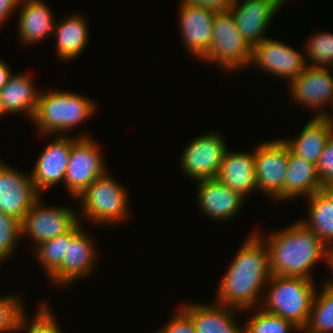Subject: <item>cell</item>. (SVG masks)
<instances>
[{"label": "cell", "mask_w": 333, "mask_h": 333, "mask_svg": "<svg viewBox=\"0 0 333 333\" xmlns=\"http://www.w3.org/2000/svg\"><path fill=\"white\" fill-rule=\"evenodd\" d=\"M258 231L237 252L221 280L216 303L242 310L254 309L261 290L271 277L269 252Z\"/></svg>", "instance_id": "1"}, {"label": "cell", "mask_w": 333, "mask_h": 333, "mask_svg": "<svg viewBox=\"0 0 333 333\" xmlns=\"http://www.w3.org/2000/svg\"><path fill=\"white\" fill-rule=\"evenodd\" d=\"M264 242L271 275L312 279L313 267L322 258L325 262L327 246L300 220L271 233Z\"/></svg>", "instance_id": "2"}, {"label": "cell", "mask_w": 333, "mask_h": 333, "mask_svg": "<svg viewBox=\"0 0 333 333\" xmlns=\"http://www.w3.org/2000/svg\"><path fill=\"white\" fill-rule=\"evenodd\" d=\"M94 111L96 103L80 94L69 91L40 92L32 122L44 135L58 133L66 136L69 130L89 119Z\"/></svg>", "instance_id": "3"}, {"label": "cell", "mask_w": 333, "mask_h": 333, "mask_svg": "<svg viewBox=\"0 0 333 333\" xmlns=\"http://www.w3.org/2000/svg\"><path fill=\"white\" fill-rule=\"evenodd\" d=\"M263 310L292 322L300 331L307 326L316 292L312 279L271 275Z\"/></svg>", "instance_id": "4"}, {"label": "cell", "mask_w": 333, "mask_h": 333, "mask_svg": "<svg viewBox=\"0 0 333 333\" xmlns=\"http://www.w3.org/2000/svg\"><path fill=\"white\" fill-rule=\"evenodd\" d=\"M115 180L105 173L80 194L77 199L81 200V218L86 216L85 218L99 225L127 219L128 211L130 212L128 194L126 188Z\"/></svg>", "instance_id": "5"}, {"label": "cell", "mask_w": 333, "mask_h": 333, "mask_svg": "<svg viewBox=\"0 0 333 333\" xmlns=\"http://www.w3.org/2000/svg\"><path fill=\"white\" fill-rule=\"evenodd\" d=\"M251 57L252 48L237 29L232 12H216L210 49L202 60L232 71L249 66Z\"/></svg>", "instance_id": "6"}, {"label": "cell", "mask_w": 333, "mask_h": 333, "mask_svg": "<svg viewBox=\"0 0 333 333\" xmlns=\"http://www.w3.org/2000/svg\"><path fill=\"white\" fill-rule=\"evenodd\" d=\"M89 137L85 134L77 137L69 154L64 183L76 199L96 178L107 173L102 152L97 142Z\"/></svg>", "instance_id": "7"}, {"label": "cell", "mask_w": 333, "mask_h": 333, "mask_svg": "<svg viewBox=\"0 0 333 333\" xmlns=\"http://www.w3.org/2000/svg\"><path fill=\"white\" fill-rule=\"evenodd\" d=\"M289 146L281 139L260 142L254 150L257 190L284 201Z\"/></svg>", "instance_id": "8"}, {"label": "cell", "mask_w": 333, "mask_h": 333, "mask_svg": "<svg viewBox=\"0 0 333 333\" xmlns=\"http://www.w3.org/2000/svg\"><path fill=\"white\" fill-rule=\"evenodd\" d=\"M39 198L30 208L21 223V236L28 235L35 247L70 231L79 217L70 207H51L41 204Z\"/></svg>", "instance_id": "9"}, {"label": "cell", "mask_w": 333, "mask_h": 333, "mask_svg": "<svg viewBox=\"0 0 333 333\" xmlns=\"http://www.w3.org/2000/svg\"><path fill=\"white\" fill-rule=\"evenodd\" d=\"M226 149L222 135L216 132L196 137L180 158L182 170L196 181L216 179Z\"/></svg>", "instance_id": "10"}, {"label": "cell", "mask_w": 333, "mask_h": 333, "mask_svg": "<svg viewBox=\"0 0 333 333\" xmlns=\"http://www.w3.org/2000/svg\"><path fill=\"white\" fill-rule=\"evenodd\" d=\"M0 162V211L22 223L41 197L31 175Z\"/></svg>", "instance_id": "11"}, {"label": "cell", "mask_w": 333, "mask_h": 333, "mask_svg": "<svg viewBox=\"0 0 333 333\" xmlns=\"http://www.w3.org/2000/svg\"><path fill=\"white\" fill-rule=\"evenodd\" d=\"M300 52L287 44L266 37L252 48L251 65L255 63L259 68L274 76L288 79V83L297 77L307 66Z\"/></svg>", "instance_id": "12"}, {"label": "cell", "mask_w": 333, "mask_h": 333, "mask_svg": "<svg viewBox=\"0 0 333 333\" xmlns=\"http://www.w3.org/2000/svg\"><path fill=\"white\" fill-rule=\"evenodd\" d=\"M282 4L280 0H234L229 10L237 29L251 48L266 38L265 30Z\"/></svg>", "instance_id": "13"}, {"label": "cell", "mask_w": 333, "mask_h": 333, "mask_svg": "<svg viewBox=\"0 0 333 333\" xmlns=\"http://www.w3.org/2000/svg\"><path fill=\"white\" fill-rule=\"evenodd\" d=\"M330 71L331 68L307 65L297 77L289 82L291 96L296 102L300 105H307V108L319 110L313 117H322L326 112L321 107L332 102L333 77Z\"/></svg>", "instance_id": "14"}, {"label": "cell", "mask_w": 333, "mask_h": 333, "mask_svg": "<svg viewBox=\"0 0 333 333\" xmlns=\"http://www.w3.org/2000/svg\"><path fill=\"white\" fill-rule=\"evenodd\" d=\"M79 221L71 229V243L68 245L62 265L49 277L57 285H69L91 273L97 257L96 247L91 238L82 229Z\"/></svg>", "instance_id": "15"}, {"label": "cell", "mask_w": 333, "mask_h": 333, "mask_svg": "<svg viewBox=\"0 0 333 333\" xmlns=\"http://www.w3.org/2000/svg\"><path fill=\"white\" fill-rule=\"evenodd\" d=\"M181 2L179 25L184 47L202 61L210 49L216 12L182 0Z\"/></svg>", "instance_id": "16"}, {"label": "cell", "mask_w": 333, "mask_h": 333, "mask_svg": "<svg viewBox=\"0 0 333 333\" xmlns=\"http://www.w3.org/2000/svg\"><path fill=\"white\" fill-rule=\"evenodd\" d=\"M69 136H57L38 157L30 175L40 194L64 182L71 147L76 140Z\"/></svg>", "instance_id": "17"}, {"label": "cell", "mask_w": 333, "mask_h": 333, "mask_svg": "<svg viewBox=\"0 0 333 333\" xmlns=\"http://www.w3.org/2000/svg\"><path fill=\"white\" fill-rule=\"evenodd\" d=\"M198 202L203 213L211 219L228 220L237 215L244 197L217 179L197 181Z\"/></svg>", "instance_id": "18"}, {"label": "cell", "mask_w": 333, "mask_h": 333, "mask_svg": "<svg viewBox=\"0 0 333 333\" xmlns=\"http://www.w3.org/2000/svg\"><path fill=\"white\" fill-rule=\"evenodd\" d=\"M216 179L246 198L257 189L254 151L241 153L226 149Z\"/></svg>", "instance_id": "19"}, {"label": "cell", "mask_w": 333, "mask_h": 333, "mask_svg": "<svg viewBox=\"0 0 333 333\" xmlns=\"http://www.w3.org/2000/svg\"><path fill=\"white\" fill-rule=\"evenodd\" d=\"M180 309L191 318L195 333H243L233 316L238 309L233 307L190 303Z\"/></svg>", "instance_id": "20"}, {"label": "cell", "mask_w": 333, "mask_h": 333, "mask_svg": "<svg viewBox=\"0 0 333 333\" xmlns=\"http://www.w3.org/2000/svg\"><path fill=\"white\" fill-rule=\"evenodd\" d=\"M332 135L333 117L329 113H325L322 117H312L296 139L284 141L294 154L317 165L320 155Z\"/></svg>", "instance_id": "21"}, {"label": "cell", "mask_w": 333, "mask_h": 333, "mask_svg": "<svg viewBox=\"0 0 333 333\" xmlns=\"http://www.w3.org/2000/svg\"><path fill=\"white\" fill-rule=\"evenodd\" d=\"M22 6L18 19V32L21 42L30 45L42 42L53 34L56 20L49 6L42 0H20Z\"/></svg>", "instance_id": "22"}, {"label": "cell", "mask_w": 333, "mask_h": 333, "mask_svg": "<svg viewBox=\"0 0 333 333\" xmlns=\"http://www.w3.org/2000/svg\"><path fill=\"white\" fill-rule=\"evenodd\" d=\"M24 73H13L0 90V98L6 114L24 113L32 121L37 109L39 92L34 81Z\"/></svg>", "instance_id": "23"}, {"label": "cell", "mask_w": 333, "mask_h": 333, "mask_svg": "<svg viewBox=\"0 0 333 333\" xmlns=\"http://www.w3.org/2000/svg\"><path fill=\"white\" fill-rule=\"evenodd\" d=\"M322 189L317 165L297 156L289 148L284 200L303 195L309 197Z\"/></svg>", "instance_id": "24"}, {"label": "cell", "mask_w": 333, "mask_h": 333, "mask_svg": "<svg viewBox=\"0 0 333 333\" xmlns=\"http://www.w3.org/2000/svg\"><path fill=\"white\" fill-rule=\"evenodd\" d=\"M88 32L86 20L77 13L56 22L53 33L59 58L68 61L81 55L88 44Z\"/></svg>", "instance_id": "25"}, {"label": "cell", "mask_w": 333, "mask_h": 333, "mask_svg": "<svg viewBox=\"0 0 333 333\" xmlns=\"http://www.w3.org/2000/svg\"><path fill=\"white\" fill-rule=\"evenodd\" d=\"M306 198L309 201V218L301 222L326 246L333 244V193L322 189Z\"/></svg>", "instance_id": "26"}, {"label": "cell", "mask_w": 333, "mask_h": 333, "mask_svg": "<svg viewBox=\"0 0 333 333\" xmlns=\"http://www.w3.org/2000/svg\"><path fill=\"white\" fill-rule=\"evenodd\" d=\"M305 333H333V287L323 284L314 294Z\"/></svg>", "instance_id": "27"}, {"label": "cell", "mask_w": 333, "mask_h": 333, "mask_svg": "<svg viewBox=\"0 0 333 333\" xmlns=\"http://www.w3.org/2000/svg\"><path fill=\"white\" fill-rule=\"evenodd\" d=\"M70 243L71 230L36 246L35 257L48 274L46 276L50 277L62 265Z\"/></svg>", "instance_id": "28"}, {"label": "cell", "mask_w": 333, "mask_h": 333, "mask_svg": "<svg viewBox=\"0 0 333 333\" xmlns=\"http://www.w3.org/2000/svg\"><path fill=\"white\" fill-rule=\"evenodd\" d=\"M308 40L304 45L306 47L304 53L311 61L309 60L307 65L333 69V34L330 32L317 33Z\"/></svg>", "instance_id": "29"}, {"label": "cell", "mask_w": 333, "mask_h": 333, "mask_svg": "<svg viewBox=\"0 0 333 333\" xmlns=\"http://www.w3.org/2000/svg\"><path fill=\"white\" fill-rule=\"evenodd\" d=\"M243 327V333H290L300 331L292 322L261 310L252 314Z\"/></svg>", "instance_id": "30"}, {"label": "cell", "mask_w": 333, "mask_h": 333, "mask_svg": "<svg viewBox=\"0 0 333 333\" xmlns=\"http://www.w3.org/2000/svg\"><path fill=\"white\" fill-rule=\"evenodd\" d=\"M42 302L38 306V311L32 321L28 322L24 312L19 320L17 332L21 333L23 330L27 333H62L59 323L53 316L49 306Z\"/></svg>", "instance_id": "31"}, {"label": "cell", "mask_w": 333, "mask_h": 333, "mask_svg": "<svg viewBox=\"0 0 333 333\" xmlns=\"http://www.w3.org/2000/svg\"><path fill=\"white\" fill-rule=\"evenodd\" d=\"M18 295L0 296V333L16 332L25 308Z\"/></svg>", "instance_id": "32"}, {"label": "cell", "mask_w": 333, "mask_h": 333, "mask_svg": "<svg viewBox=\"0 0 333 333\" xmlns=\"http://www.w3.org/2000/svg\"><path fill=\"white\" fill-rule=\"evenodd\" d=\"M20 237L21 223L0 211V263L12 255Z\"/></svg>", "instance_id": "33"}, {"label": "cell", "mask_w": 333, "mask_h": 333, "mask_svg": "<svg viewBox=\"0 0 333 333\" xmlns=\"http://www.w3.org/2000/svg\"><path fill=\"white\" fill-rule=\"evenodd\" d=\"M317 172L323 189H329L333 186V135L327 141L325 148L320 155L317 163Z\"/></svg>", "instance_id": "34"}, {"label": "cell", "mask_w": 333, "mask_h": 333, "mask_svg": "<svg viewBox=\"0 0 333 333\" xmlns=\"http://www.w3.org/2000/svg\"><path fill=\"white\" fill-rule=\"evenodd\" d=\"M157 333H195L191 318L181 309Z\"/></svg>", "instance_id": "35"}, {"label": "cell", "mask_w": 333, "mask_h": 333, "mask_svg": "<svg viewBox=\"0 0 333 333\" xmlns=\"http://www.w3.org/2000/svg\"><path fill=\"white\" fill-rule=\"evenodd\" d=\"M196 6H201L215 12L226 11L232 6L234 0H182Z\"/></svg>", "instance_id": "36"}, {"label": "cell", "mask_w": 333, "mask_h": 333, "mask_svg": "<svg viewBox=\"0 0 333 333\" xmlns=\"http://www.w3.org/2000/svg\"><path fill=\"white\" fill-rule=\"evenodd\" d=\"M19 3L20 0H0V26L9 18V14L16 10Z\"/></svg>", "instance_id": "37"}, {"label": "cell", "mask_w": 333, "mask_h": 333, "mask_svg": "<svg viewBox=\"0 0 333 333\" xmlns=\"http://www.w3.org/2000/svg\"><path fill=\"white\" fill-rule=\"evenodd\" d=\"M11 75L10 66L0 58V90L6 85Z\"/></svg>", "instance_id": "38"}, {"label": "cell", "mask_w": 333, "mask_h": 333, "mask_svg": "<svg viewBox=\"0 0 333 333\" xmlns=\"http://www.w3.org/2000/svg\"><path fill=\"white\" fill-rule=\"evenodd\" d=\"M325 261L328 264V266L331 268V271L333 272V244L328 245L326 248V257ZM325 281L324 285H327L329 287H333V279Z\"/></svg>", "instance_id": "39"}, {"label": "cell", "mask_w": 333, "mask_h": 333, "mask_svg": "<svg viewBox=\"0 0 333 333\" xmlns=\"http://www.w3.org/2000/svg\"><path fill=\"white\" fill-rule=\"evenodd\" d=\"M2 114H6V113H5L4 109H3L1 98H0V116H2Z\"/></svg>", "instance_id": "40"}, {"label": "cell", "mask_w": 333, "mask_h": 333, "mask_svg": "<svg viewBox=\"0 0 333 333\" xmlns=\"http://www.w3.org/2000/svg\"><path fill=\"white\" fill-rule=\"evenodd\" d=\"M329 190L333 193V186H331V187L329 188Z\"/></svg>", "instance_id": "41"}]
</instances>
